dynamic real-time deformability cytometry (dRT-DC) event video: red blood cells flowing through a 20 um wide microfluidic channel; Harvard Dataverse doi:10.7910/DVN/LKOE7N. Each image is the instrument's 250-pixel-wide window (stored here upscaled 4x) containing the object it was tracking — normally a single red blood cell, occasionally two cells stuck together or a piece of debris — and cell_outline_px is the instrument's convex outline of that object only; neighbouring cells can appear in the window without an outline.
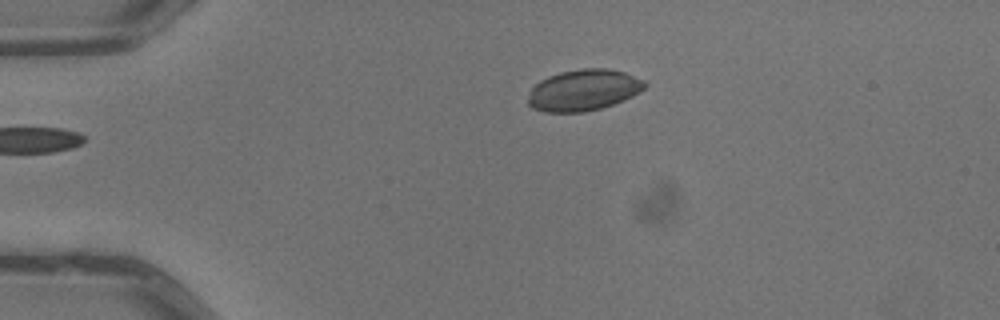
{"species": "common noctule bat (a hibernating species)", "species_latin": "Nyctalus noctula", "temperature_condition": "warm", "stored_images_in_passage": 3, "camera_frame_rate_fps": 3000, "um_per_image_px": 0.085, "animal": {"sex": "male", "body_mass_g": 13.3}, "frame": {"image": 1, "passage_image": 3, "time_ms": 0.667, "image_size_px": [1000, 320], "cell_outline_px": [[648, 84], [640, 92], [624, 100], [600, 108], [584, 112], [544, 112], [532, 108], [528, 104], [528, 96], [532, 88], [540, 80], [548, 76], [560, 72], [580, 68], [604, 68], [624, 72], [644, 80]], "centroid_in_image_um": [49.59, 7.66], "position_along_channel_um": 35.4, "area_um2": 28.09}}